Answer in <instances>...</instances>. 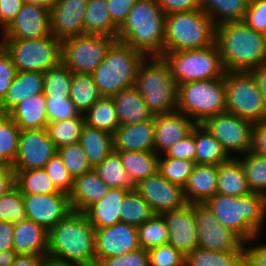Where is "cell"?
Segmentation results:
<instances>
[{"instance_id": "cell-1", "label": "cell", "mask_w": 266, "mask_h": 266, "mask_svg": "<svg viewBox=\"0 0 266 266\" xmlns=\"http://www.w3.org/2000/svg\"><path fill=\"white\" fill-rule=\"evenodd\" d=\"M47 257L67 266H95V228L83 212L72 211L48 232Z\"/></svg>"}, {"instance_id": "cell-2", "label": "cell", "mask_w": 266, "mask_h": 266, "mask_svg": "<svg viewBox=\"0 0 266 266\" xmlns=\"http://www.w3.org/2000/svg\"><path fill=\"white\" fill-rule=\"evenodd\" d=\"M215 42L225 71H250L266 64V35L243 21L216 26Z\"/></svg>"}, {"instance_id": "cell-3", "label": "cell", "mask_w": 266, "mask_h": 266, "mask_svg": "<svg viewBox=\"0 0 266 266\" xmlns=\"http://www.w3.org/2000/svg\"><path fill=\"white\" fill-rule=\"evenodd\" d=\"M205 205L224 227L239 235L245 244L255 242L266 218V195L251 192L241 197L216 193ZM253 241V242H252Z\"/></svg>"}, {"instance_id": "cell-4", "label": "cell", "mask_w": 266, "mask_h": 266, "mask_svg": "<svg viewBox=\"0 0 266 266\" xmlns=\"http://www.w3.org/2000/svg\"><path fill=\"white\" fill-rule=\"evenodd\" d=\"M165 19L166 14L154 0H139L118 29L117 40L138 50L145 57L162 56Z\"/></svg>"}, {"instance_id": "cell-5", "label": "cell", "mask_w": 266, "mask_h": 266, "mask_svg": "<svg viewBox=\"0 0 266 266\" xmlns=\"http://www.w3.org/2000/svg\"><path fill=\"white\" fill-rule=\"evenodd\" d=\"M135 87L153 116L177 111L178 86L162 56L145 57L140 62Z\"/></svg>"}, {"instance_id": "cell-6", "label": "cell", "mask_w": 266, "mask_h": 266, "mask_svg": "<svg viewBox=\"0 0 266 266\" xmlns=\"http://www.w3.org/2000/svg\"><path fill=\"white\" fill-rule=\"evenodd\" d=\"M215 38L216 26L202 9L166 15L164 52L203 49Z\"/></svg>"}, {"instance_id": "cell-7", "label": "cell", "mask_w": 266, "mask_h": 266, "mask_svg": "<svg viewBox=\"0 0 266 266\" xmlns=\"http://www.w3.org/2000/svg\"><path fill=\"white\" fill-rule=\"evenodd\" d=\"M144 58L138 50L116 40L91 73L102 97H113L123 89L135 86L137 69Z\"/></svg>"}, {"instance_id": "cell-8", "label": "cell", "mask_w": 266, "mask_h": 266, "mask_svg": "<svg viewBox=\"0 0 266 266\" xmlns=\"http://www.w3.org/2000/svg\"><path fill=\"white\" fill-rule=\"evenodd\" d=\"M177 93V111L196 124L226 112L225 74L220 78L180 84Z\"/></svg>"}, {"instance_id": "cell-9", "label": "cell", "mask_w": 266, "mask_h": 266, "mask_svg": "<svg viewBox=\"0 0 266 266\" xmlns=\"http://www.w3.org/2000/svg\"><path fill=\"white\" fill-rule=\"evenodd\" d=\"M162 57L177 86L190 81L220 78L225 74L216 42L203 49L164 52Z\"/></svg>"}, {"instance_id": "cell-10", "label": "cell", "mask_w": 266, "mask_h": 266, "mask_svg": "<svg viewBox=\"0 0 266 266\" xmlns=\"http://www.w3.org/2000/svg\"><path fill=\"white\" fill-rule=\"evenodd\" d=\"M16 71L45 73L61 63V41L52 34L37 39H3Z\"/></svg>"}, {"instance_id": "cell-11", "label": "cell", "mask_w": 266, "mask_h": 266, "mask_svg": "<svg viewBox=\"0 0 266 266\" xmlns=\"http://www.w3.org/2000/svg\"><path fill=\"white\" fill-rule=\"evenodd\" d=\"M226 112L253 123L266 120V107L250 71H225Z\"/></svg>"}, {"instance_id": "cell-12", "label": "cell", "mask_w": 266, "mask_h": 266, "mask_svg": "<svg viewBox=\"0 0 266 266\" xmlns=\"http://www.w3.org/2000/svg\"><path fill=\"white\" fill-rule=\"evenodd\" d=\"M117 38L83 34L61 41V62L72 73L91 74Z\"/></svg>"}, {"instance_id": "cell-13", "label": "cell", "mask_w": 266, "mask_h": 266, "mask_svg": "<svg viewBox=\"0 0 266 266\" xmlns=\"http://www.w3.org/2000/svg\"><path fill=\"white\" fill-rule=\"evenodd\" d=\"M198 230V247L220 252L246 251L245 241L224 227L205 204H193Z\"/></svg>"}, {"instance_id": "cell-14", "label": "cell", "mask_w": 266, "mask_h": 266, "mask_svg": "<svg viewBox=\"0 0 266 266\" xmlns=\"http://www.w3.org/2000/svg\"><path fill=\"white\" fill-rule=\"evenodd\" d=\"M202 125L221 143L229 156L231 152L246 154L251 149L254 123L224 112L207 118Z\"/></svg>"}, {"instance_id": "cell-15", "label": "cell", "mask_w": 266, "mask_h": 266, "mask_svg": "<svg viewBox=\"0 0 266 266\" xmlns=\"http://www.w3.org/2000/svg\"><path fill=\"white\" fill-rule=\"evenodd\" d=\"M57 153L46 129L21 130L19 150L14 161V171L42 169Z\"/></svg>"}, {"instance_id": "cell-16", "label": "cell", "mask_w": 266, "mask_h": 266, "mask_svg": "<svg viewBox=\"0 0 266 266\" xmlns=\"http://www.w3.org/2000/svg\"><path fill=\"white\" fill-rule=\"evenodd\" d=\"M134 189L150 205L155 214H162L188 204L184 189L169 182L159 172L139 181Z\"/></svg>"}, {"instance_id": "cell-17", "label": "cell", "mask_w": 266, "mask_h": 266, "mask_svg": "<svg viewBox=\"0 0 266 266\" xmlns=\"http://www.w3.org/2000/svg\"><path fill=\"white\" fill-rule=\"evenodd\" d=\"M26 219L40 224L48 232L71 212L69 195L49 193L41 195H22Z\"/></svg>"}, {"instance_id": "cell-18", "label": "cell", "mask_w": 266, "mask_h": 266, "mask_svg": "<svg viewBox=\"0 0 266 266\" xmlns=\"http://www.w3.org/2000/svg\"><path fill=\"white\" fill-rule=\"evenodd\" d=\"M3 34L2 39H37L50 35V10L25 0L16 18Z\"/></svg>"}, {"instance_id": "cell-19", "label": "cell", "mask_w": 266, "mask_h": 266, "mask_svg": "<svg viewBox=\"0 0 266 266\" xmlns=\"http://www.w3.org/2000/svg\"><path fill=\"white\" fill-rule=\"evenodd\" d=\"M140 248L137 227L116 223L110 227L95 229L96 261L117 257Z\"/></svg>"}, {"instance_id": "cell-20", "label": "cell", "mask_w": 266, "mask_h": 266, "mask_svg": "<svg viewBox=\"0 0 266 266\" xmlns=\"http://www.w3.org/2000/svg\"><path fill=\"white\" fill-rule=\"evenodd\" d=\"M168 226V244L187 256L198 247V230L193 204L162 213Z\"/></svg>"}, {"instance_id": "cell-21", "label": "cell", "mask_w": 266, "mask_h": 266, "mask_svg": "<svg viewBox=\"0 0 266 266\" xmlns=\"http://www.w3.org/2000/svg\"><path fill=\"white\" fill-rule=\"evenodd\" d=\"M88 0H59L50 10L51 34L62 41L83 35Z\"/></svg>"}, {"instance_id": "cell-22", "label": "cell", "mask_w": 266, "mask_h": 266, "mask_svg": "<svg viewBox=\"0 0 266 266\" xmlns=\"http://www.w3.org/2000/svg\"><path fill=\"white\" fill-rule=\"evenodd\" d=\"M195 126L194 121L179 111L154 116V152L164 154L176 142L191 134Z\"/></svg>"}, {"instance_id": "cell-23", "label": "cell", "mask_w": 266, "mask_h": 266, "mask_svg": "<svg viewBox=\"0 0 266 266\" xmlns=\"http://www.w3.org/2000/svg\"><path fill=\"white\" fill-rule=\"evenodd\" d=\"M154 116L147 121L121 125L113 134L114 151L154 152Z\"/></svg>"}, {"instance_id": "cell-24", "label": "cell", "mask_w": 266, "mask_h": 266, "mask_svg": "<svg viewBox=\"0 0 266 266\" xmlns=\"http://www.w3.org/2000/svg\"><path fill=\"white\" fill-rule=\"evenodd\" d=\"M218 166L195 164L192 174L183 187L190 204H205L217 193Z\"/></svg>"}, {"instance_id": "cell-25", "label": "cell", "mask_w": 266, "mask_h": 266, "mask_svg": "<svg viewBox=\"0 0 266 266\" xmlns=\"http://www.w3.org/2000/svg\"><path fill=\"white\" fill-rule=\"evenodd\" d=\"M108 189L94 169L76 177L69 194L72 211L84 212L93 203L101 200Z\"/></svg>"}, {"instance_id": "cell-26", "label": "cell", "mask_w": 266, "mask_h": 266, "mask_svg": "<svg viewBox=\"0 0 266 266\" xmlns=\"http://www.w3.org/2000/svg\"><path fill=\"white\" fill-rule=\"evenodd\" d=\"M129 191L124 188H109L101 200L93 203L83 212L89 223L95 229L120 223L122 201Z\"/></svg>"}, {"instance_id": "cell-27", "label": "cell", "mask_w": 266, "mask_h": 266, "mask_svg": "<svg viewBox=\"0 0 266 266\" xmlns=\"http://www.w3.org/2000/svg\"><path fill=\"white\" fill-rule=\"evenodd\" d=\"M41 93H44V73L16 71L13 82L0 103V113L8 114L25 98Z\"/></svg>"}, {"instance_id": "cell-28", "label": "cell", "mask_w": 266, "mask_h": 266, "mask_svg": "<svg viewBox=\"0 0 266 266\" xmlns=\"http://www.w3.org/2000/svg\"><path fill=\"white\" fill-rule=\"evenodd\" d=\"M13 246L17 254L47 255L48 231L29 219L15 222Z\"/></svg>"}, {"instance_id": "cell-29", "label": "cell", "mask_w": 266, "mask_h": 266, "mask_svg": "<svg viewBox=\"0 0 266 266\" xmlns=\"http://www.w3.org/2000/svg\"><path fill=\"white\" fill-rule=\"evenodd\" d=\"M8 115L21 130L46 129L49 122L44 93L25 98Z\"/></svg>"}, {"instance_id": "cell-30", "label": "cell", "mask_w": 266, "mask_h": 266, "mask_svg": "<svg viewBox=\"0 0 266 266\" xmlns=\"http://www.w3.org/2000/svg\"><path fill=\"white\" fill-rule=\"evenodd\" d=\"M112 99L120 126L147 121L153 117L135 86L123 89Z\"/></svg>"}, {"instance_id": "cell-31", "label": "cell", "mask_w": 266, "mask_h": 266, "mask_svg": "<svg viewBox=\"0 0 266 266\" xmlns=\"http://www.w3.org/2000/svg\"><path fill=\"white\" fill-rule=\"evenodd\" d=\"M79 144L86 153L91 167L101 164L114 150L113 135L85 123L79 136Z\"/></svg>"}, {"instance_id": "cell-32", "label": "cell", "mask_w": 266, "mask_h": 266, "mask_svg": "<svg viewBox=\"0 0 266 266\" xmlns=\"http://www.w3.org/2000/svg\"><path fill=\"white\" fill-rule=\"evenodd\" d=\"M217 193L241 197L251 193L241 162L237 158L218 165Z\"/></svg>"}, {"instance_id": "cell-33", "label": "cell", "mask_w": 266, "mask_h": 266, "mask_svg": "<svg viewBox=\"0 0 266 266\" xmlns=\"http://www.w3.org/2000/svg\"><path fill=\"white\" fill-rule=\"evenodd\" d=\"M195 164L220 165L232 157L222 147L221 143L202 125L194 127Z\"/></svg>"}, {"instance_id": "cell-34", "label": "cell", "mask_w": 266, "mask_h": 266, "mask_svg": "<svg viewBox=\"0 0 266 266\" xmlns=\"http://www.w3.org/2000/svg\"><path fill=\"white\" fill-rule=\"evenodd\" d=\"M118 29L110 18L107 0H88L83 34L117 38Z\"/></svg>"}, {"instance_id": "cell-35", "label": "cell", "mask_w": 266, "mask_h": 266, "mask_svg": "<svg viewBox=\"0 0 266 266\" xmlns=\"http://www.w3.org/2000/svg\"><path fill=\"white\" fill-rule=\"evenodd\" d=\"M122 165L127 171L132 183L146 179L158 172L159 155L155 152L117 151Z\"/></svg>"}, {"instance_id": "cell-36", "label": "cell", "mask_w": 266, "mask_h": 266, "mask_svg": "<svg viewBox=\"0 0 266 266\" xmlns=\"http://www.w3.org/2000/svg\"><path fill=\"white\" fill-rule=\"evenodd\" d=\"M249 0H200L201 9L215 26L227 22L243 21Z\"/></svg>"}, {"instance_id": "cell-37", "label": "cell", "mask_w": 266, "mask_h": 266, "mask_svg": "<svg viewBox=\"0 0 266 266\" xmlns=\"http://www.w3.org/2000/svg\"><path fill=\"white\" fill-rule=\"evenodd\" d=\"M185 266H246V251L220 252L197 247L186 256Z\"/></svg>"}, {"instance_id": "cell-38", "label": "cell", "mask_w": 266, "mask_h": 266, "mask_svg": "<svg viewBox=\"0 0 266 266\" xmlns=\"http://www.w3.org/2000/svg\"><path fill=\"white\" fill-rule=\"evenodd\" d=\"M101 97L91 74L72 73L69 99L80 114H85Z\"/></svg>"}, {"instance_id": "cell-39", "label": "cell", "mask_w": 266, "mask_h": 266, "mask_svg": "<svg viewBox=\"0 0 266 266\" xmlns=\"http://www.w3.org/2000/svg\"><path fill=\"white\" fill-rule=\"evenodd\" d=\"M84 115L85 123L112 135L120 126L112 97H101Z\"/></svg>"}, {"instance_id": "cell-40", "label": "cell", "mask_w": 266, "mask_h": 266, "mask_svg": "<svg viewBox=\"0 0 266 266\" xmlns=\"http://www.w3.org/2000/svg\"><path fill=\"white\" fill-rule=\"evenodd\" d=\"M20 132L8 114L0 113V167H13L19 150Z\"/></svg>"}, {"instance_id": "cell-41", "label": "cell", "mask_w": 266, "mask_h": 266, "mask_svg": "<svg viewBox=\"0 0 266 266\" xmlns=\"http://www.w3.org/2000/svg\"><path fill=\"white\" fill-rule=\"evenodd\" d=\"M15 186L22 195H41L59 192L46 170L15 171Z\"/></svg>"}, {"instance_id": "cell-42", "label": "cell", "mask_w": 266, "mask_h": 266, "mask_svg": "<svg viewBox=\"0 0 266 266\" xmlns=\"http://www.w3.org/2000/svg\"><path fill=\"white\" fill-rule=\"evenodd\" d=\"M94 170L109 188L133 190L135 187L127 171L124 169L117 151L113 150Z\"/></svg>"}, {"instance_id": "cell-43", "label": "cell", "mask_w": 266, "mask_h": 266, "mask_svg": "<svg viewBox=\"0 0 266 266\" xmlns=\"http://www.w3.org/2000/svg\"><path fill=\"white\" fill-rule=\"evenodd\" d=\"M84 125V115L80 114L75 118L48 123L46 131L55 147L59 149L62 146L79 143Z\"/></svg>"}, {"instance_id": "cell-44", "label": "cell", "mask_w": 266, "mask_h": 266, "mask_svg": "<svg viewBox=\"0 0 266 266\" xmlns=\"http://www.w3.org/2000/svg\"><path fill=\"white\" fill-rule=\"evenodd\" d=\"M154 214L150 205L133 189L125 195L122 201L120 222L139 227Z\"/></svg>"}, {"instance_id": "cell-45", "label": "cell", "mask_w": 266, "mask_h": 266, "mask_svg": "<svg viewBox=\"0 0 266 266\" xmlns=\"http://www.w3.org/2000/svg\"><path fill=\"white\" fill-rule=\"evenodd\" d=\"M245 156V157H244ZM237 158L244 169L246 180L251 192L266 195V157L251 151Z\"/></svg>"}, {"instance_id": "cell-46", "label": "cell", "mask_w": 266, "mask_h": 266, "mask_svg": "<svg viewBox=\"0 0 266 266\" xmlns=\"http://www.w3.org/2000/svg\"><path fill=\"white\" fill-rule=\"evenodd\" d=\"M137 232L140 247L145 250L168 243V226L162 214H154L137 227Z\"/></svg>"}, {"instance_id": "cell-47", "label": "cell", "mask_w": 266, "mask_h": 266, "mask_svg": "<svg viewBox=\"0 0 266 266\" xmlns=\"http://www.w3.org/2000/svg\"><path fill=\"white\" fill-rule=\"evenodd\" d=\"M72 71L62 62L44 73L45 97H69Z\"/></svg>"}, {"instance_id": "cell-48", "label": "cell", "mask_w": 266, "mask_h": 266, "mask_svg": "<svg viewBox=\"0 0 266 266\" xmlns=\"http://www.w3.org/2000/svg\"><path fill=\"white\" fill-rule=\"evenodd\" d=\"M194 165V161L159 156L158 172L169 182L183 188L192 174Z\"/></svg>"}, {"instance_id": "cell-49", "label": "cell", "mask_w": 266, "mask_h": 266, "mask_svg": "<svg viewBox=\"0 0 266 266\" xmlns=\"http://www.w3.org/2000/svg\"><path fill=\"white\" fill-rule=\"evenodd\" d=\"M57 153L73 179L93 169L79 143L62 146Z\"/></svg>"}, {"instance_id": "cell-50", "label": "cell", "mask_w": 266, "mask_h": 266, "mask_svg": "<svg viewBox=\"0 0 266 266\" xmlns=\"http://www.w3.org/2000/svg\"><path fill=\"white\" fill-rule=\"evenodd\" d=\"M25 219L24 200L19 189L14 186L0 197V221L15 223Z\"/></svg>"}, {"instance_id": "cell-51", "label": "cell", "mask_w": 266, "mask_h": 266, "mask_svg": "<svg viewBox=\"0 0 266 266\" xmlns=\"http://www.w3.org/2000/svg\"><path fill=\"white\" fill-rule=\"evenodd\" d=\"M44 169L59 192L67 195L71 193L74 179L65 168L58 153L47 162Z\"/></svg>"}, {"instance_id": "cell-52", "label": "cell", "mask_w": 266, "mask_h": 266, "mask_svg": "<svg viewBox=\"0 0 266 266\" xmlns=\"http://www.w3.org/2000/svg\"><path fill=\"white\" fill-rule=\"evenodd\" d=\"M46 112L49 123L75 118L80 115L69 97H46Z\"/></svg>"}, {"instance_id": "cell-53", "label": "cell", "mask_w": 266, "mask_h": 266, "mask_svg": "<svg viewBox=\"0 0 266 266\" xmlns=\"http://www.w3.org/2000/svg\"><path fill=\"white\" fill-rule=\"evenodd\" d=\"M150 266H185L186 256L171 244H164L148 250Z\"/></svg>"}, {"instance_id": "cell-54", "label": "cell", "mask_w": 266, "mask_h": 266, "mask_svg": "<svg viewBox=\"0 0 266 266\" xmlns=\"http://www.w3.org/2000/svg\"><path fill=\"white\" fill-rule=\"evenodd\" d=\"M95 266H150L149 253L140 247L117 257L100 259Z\"/></svg>"}, {"instance_id": "cell-55", "label": "cell", "mask_w": 266, "mask_h": 266, "mask_svg": "<svg viewBox=\"0 0 266 266\" xmlns=\"http://www.w3.org/2000/svg\"><path fill=\"white\" fill-rule=\"evenodd\" d=\"M243 22L258 33L266 35V0H251Z\"/></svg>"}, {"instance_id": "cell-56", "label": "cell", "mask_w": 266, "mask_h": 266, "mask_svg": "<svg viewBox=\"0 0 266 266\" xmlns=\"http://www.w3.org/2000/svg\"><path fill=\"white\" fill-rule=\"evenodd\" d=\"M195 138H194V128L187 137L179 142H176L171 148H169L163 157H170L176 159H184L195 162Z\"/></svg>"}, {"instance_id": "cell-57", "label": "cell", "mask_w": 266, "mask_h": 266, "mask_svg": "<svg viewBox=\"0 0 266 266\" xmlns=\"http://www.w3.org/2000/svg\"><path fill=\"white\" fill-rule=\"evenodd\" d=\"M16 73L11 57L3 49L0 52V103L5 98Z\"/></svg>"}, {"instance_id": "cell-58", "label": "cell", "mask_w": 266, "mask_h": 266, "mask_svg": "<svg viewBox=\"0 0 266 266\" xmlns=\"http://www.w3.org/2000/svg\"><path fill=\"white\" fill-rule=\"evenodd\" d=\"M139 0H107L112 22L120 28L126 21L130 9Z\"/></svg>"}, {"instance_id": "cell-59", "label": "cell", "mask_w": 266, "mask_h": 266, "mask_svg": "<svg viewBox=\"0 0 266 266\" xmlns=\"http://www.w3.org/2000/svg\"><path fill=\"white\" fill-rule=\"evenodd\" d=\"M167 15L174 12H189L201 9L200 0H154Z\"/></svg>"}, {"instance_id": "cell-60", "label": "cell", "mask_w": 266, "mask_h": 266, "mask_svg": "<svg viewBox=\"0 0 266 266\" xmlns=\"http://www.w3.org/2000/svg\"><path fill=\"white\" fill-rule=\"evenodd\" d=\"M25 0H0V27L4 31L16 18Z\"/></svg>"}, {"instance_id": "cell-61", "label": "cell", "mask_w": 266, "mask_h": 266, "mask_svg": "<svg viewBox=\"0 0 266 266\" xmlns=\"http://www.w3.org/2000/svg\"><path fill=\"white\" fill-rule=\"evenodd\" d=\"M250 151L266 157V120L254 123Z\"/></svg>"}, {"instance_id": "cell-62", "label": "cell", "mask_w": 266, "mask_h": 266, "mask_svg": "<svg viewBox=\"0 0 266 266\" xmlns=\"http://www.w3.org/2000/svg\"><path fill=\"white\" fill-rule=\"evenodd\" d=\"M246 266H266V245L245 247Z\"/></svg>"}, {"instance_id": "cell-63", "label": "cell", "mask_w": 266, "mask_h": 266, "mask_svg": "<svg viewBox=\"0 0 266 266\" xmlns=\"http://www.w3.org/2000/svg\"><path fill=\"white\" fill-rule=\"evenodd\" d=\"M14 223L0 221V251L14 250Z\"/></svg>"}, {"instance_id": "cell-64", "label": "cell", "mask_w": 266, "mask_h": 266, "mask_svg": "<svg viewBox=\"0 0 266 266\" xmlns=\"http://www.w3.org/2000/svg\"><path fill=\"white\" fill-rule=\"evenodd\" d=\"M15 186V171L13 167H0V197Z\"/></svg>"}, {"instance_id": "cell-65", "label": "cell", "mask_w": 266, "mask_h": 266, "mask_svg": "<svg viewBox=\"0 0 266 266\" xmlns=\"http://www.w3.org/2000/svg\"><path fill=\"white\" fill-rule=\"evenodd\" d=\"M47 255L18 254L11 266H44Z\"/></svg>"}, {"instance_id": "cell-66", "label": "cell", "mask_w": 266, "mask_h": 266, "mask_svg": "<svg viewBox=\"0 0 266 266\" xmlns=\"http://www.w3.org/2000/svg\"><path fill=\"white\" fill-rule=\"evenodd\" d=\"M255 81L257 83L258 89L261 93L264 105L266 107V64L253 68L250 70Z\"/></svg>"}, {"instance_id": "cell-67", "label": "cell", "mask_w": 266, "mask_h": 266, "mask_svg": "<svg viewBox=\"0 0 266 266\" xmlns=\"http://www.w3.org/2000/svg\"><path fill=\"white\" fill-rule=\"evenodd\" d=\"M17 255L14 250L0 251V266H11Z\"/></svg>"}, {"instance_id": "cell-68", "label": "cell", "mask_w": 266, "mask_h": 266, "mask_svg": "<svg viewBox=\"0 0 266 266\" xmlns=\"http://www.w3.org/2000/svg\"><path fill=\"white\" fill-rule=\"evenodd\" d=\"M35 2L41 6L46 7L48 10H51L59 0H29Z\"/></svg>"}, {"instance_id": "cell-69", "label": "cell", "mask_w": 266, "mask_h": 266, "mask_svg": "<svg viewBox=\"0 0 266 266\" xmlns=\"http://www.w3.org/2000/svg\"><path fill=\"white\" fill-rule=\"evenodd\" d=\"M44 266H67V265H64V264H59V263H55V262H52V261H47Z\"/></svg>"}, {"instance_id": "cell-70", "label": "cell", "mask_w": 266, "mask_h": 266, "mask_svg": "<svg viewBox=\"0 0 266 266\" xmlns=\"http://www.w3.org/2000/svg\"><path fill=\"white\" fill-rule=\"evenodd\" d=\"M3 50V42L2 39H0V52Z\"/></svg>"}]
</instances>
